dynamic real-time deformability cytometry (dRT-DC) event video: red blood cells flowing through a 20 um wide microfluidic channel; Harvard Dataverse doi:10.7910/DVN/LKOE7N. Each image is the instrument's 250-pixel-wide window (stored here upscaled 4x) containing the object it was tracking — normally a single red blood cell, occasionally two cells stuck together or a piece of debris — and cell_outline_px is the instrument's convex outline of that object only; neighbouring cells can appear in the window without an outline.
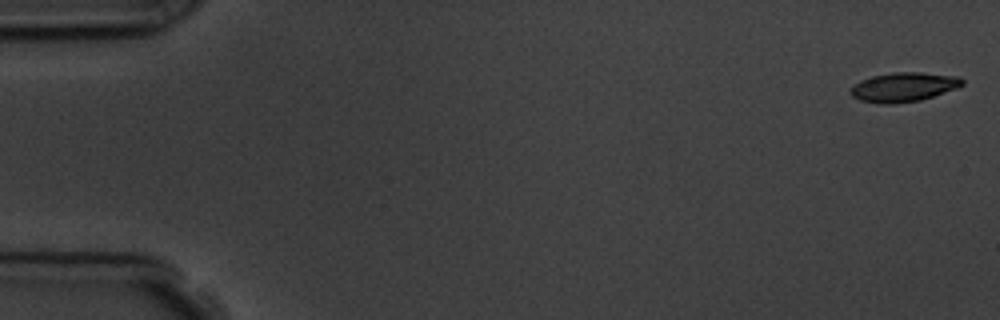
{"species": "common noctule bat (a hibernating species)", "species_latin": "Nyctalus noctula", "temperature_condition": "room temperature", "stored_images_in_passage": 5, "camera_frame_rate_fps": 3000, "um_per_image_px": 0.085, "animal": {"sex": "male", "body_mass_g": 19.5, "forearm_length_mm": 54.6}, "frame": {"image": 1, "passage_image": 1, "time_ms": 0.0, "image_size_px": [1000, 320], "cell_outline_px": [[964, 84], [956, 88], [920, 100], [888, 104], [860, 100], [852, 96], [852, 88], [860, 80], [872, 76], [892, 72], [920, 72], [960, 76], [964, 80]], "centroid_in_image_um": [76.85, 7.38], "position_along_channel_um": 8.2, "area_um2": 18.79}}
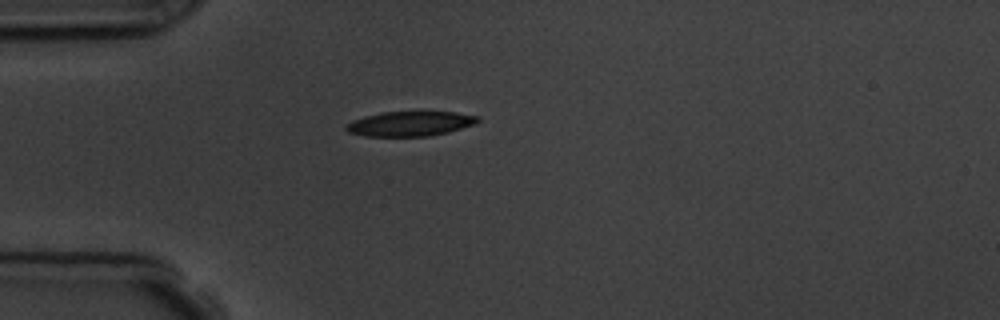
{"frame": {"image": 2, "passage_image": 5, "time_ms": 4.667, "image_size_px": [1000, 320], "cell_outline_px": [[480, 120], [476, 124], [448, 132], [428, 136], [364, 136], [348, 132], [344, 128], [352, 120], [364, 116], [384, 112], [456, 112], [480, 116]], "centroid_in_image_um": [34.88, 10.51], "position_along_channel_um": 50.1, "area_um2": 19.02}}